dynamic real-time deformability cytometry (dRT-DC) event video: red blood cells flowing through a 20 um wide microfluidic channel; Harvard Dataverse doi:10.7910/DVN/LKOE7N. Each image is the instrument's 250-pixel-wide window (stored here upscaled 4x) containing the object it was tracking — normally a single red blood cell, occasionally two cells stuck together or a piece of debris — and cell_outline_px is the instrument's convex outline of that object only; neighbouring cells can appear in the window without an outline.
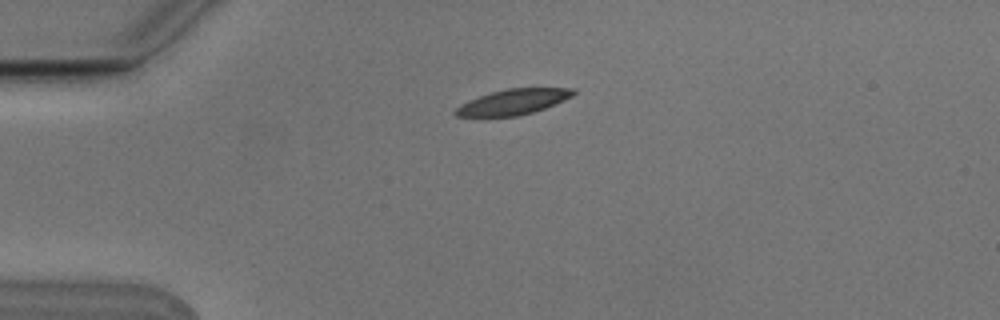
{"species": "Egyptian fruit bat (a non-hibernating species)", "species_latin": "Rousettus aegyptiacus", "temperature_condition": "cold", "stored_images_in_passage": 3, "camera_frame_rate_fps": 3000, "um_per_image_px": 0.085, "animal": {"sex": "male"}, "frame": {"image": 1, "passage_image": 1, "time_ms": 0.0, "image_size_px": [1000, 320], "cell_outline_px": [[576, 92], [572, 96], [564, 100], [544, 108], [532, 112], [516, 116], [456, 116], [452, 112], [460, 104], [468, 100], [504, 88], [576, 88]], "centroid_in_image_um": [43.61, 8.65], "position_along_channel_um": 41.4, "area_um2": 17.34}}